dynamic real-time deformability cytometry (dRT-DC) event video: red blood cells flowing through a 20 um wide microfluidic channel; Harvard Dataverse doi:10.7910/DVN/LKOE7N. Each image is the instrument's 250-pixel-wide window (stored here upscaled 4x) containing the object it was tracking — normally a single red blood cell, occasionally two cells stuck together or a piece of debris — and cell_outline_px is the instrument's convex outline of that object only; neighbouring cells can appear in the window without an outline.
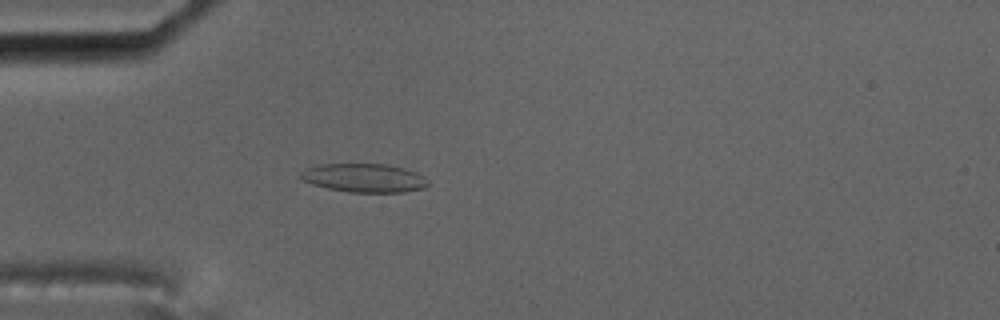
{"species": "common noctule bat (a hibernating species)", "species_latin": "Nyctalus noctula", "temperature_condition": "cold", "stored_images_in_passage": 58, "camera_frame_rate_fps": 3000, "um_per_image_px": 0.085, "animal": {"sex": "male", "body_mass_g": 17.5, "forearm_length_mm": 52.3}, "frame": {"image": 1, "passage_image": 17, "time_ms": 5.333, "image_size_px": [1000, 320], "cell_outline_px": [[428, 184], [424, 188], [404, 192], [348, 192], [328, 188], [312, 184], [300, 180], [300, 176], [308, 168], [320, 164], [388, 164], [404, 168], [416, 172], [424, 176], [428, 180]], "centroid_in_image_um": [30.98, 15.12], "position_along_channel_um": 54.0, "area_um2": 21.21}, "authors_computed_cell_mechanics": {"area_um2": 21.6172, "velocity_mm_per_s": 3.5139, "shape_relaxation_time_tau1_ms": null, "shape_relaxation_time_tau2_ms": 1.3943, "deformation_change_tau1": null, "deformation_change_tau2": 0.0622}}